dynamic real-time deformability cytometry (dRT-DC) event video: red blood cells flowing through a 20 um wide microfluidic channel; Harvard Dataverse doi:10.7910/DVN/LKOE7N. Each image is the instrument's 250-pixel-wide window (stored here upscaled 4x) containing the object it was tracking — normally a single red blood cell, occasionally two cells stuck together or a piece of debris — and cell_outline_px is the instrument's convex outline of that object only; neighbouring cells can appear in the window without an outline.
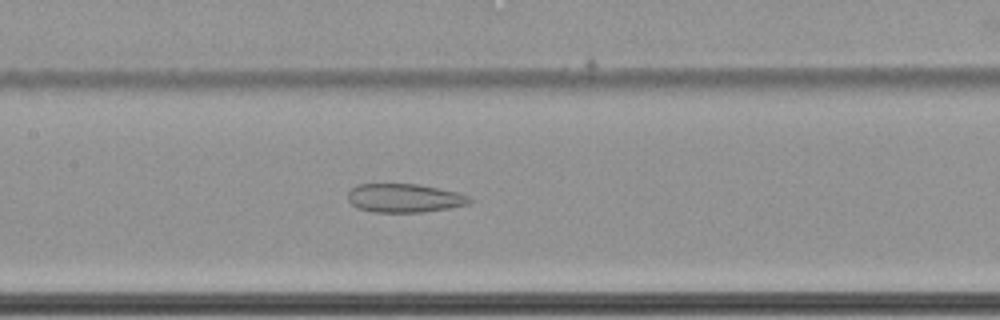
{"species": "common noctule bat (a hibernating species)", "species_latin": "Nyctalus noctula", "temperature_condition": "cold", "stored_images_in_passage": 53, "camera_frame_rate_fps": 3000, "um_per_image_px": 0.085, "animal": {"sex": "female", "body_mass_g": 22.7, "forearm_length_mm": 54.2}, "frame": {"image": 1, "passage_image": 23, "time_ms": 7.333, "image_size_px": [1000, 320], "cell_outline_px": [[472, 200], [468, 204], [448, 208], [424, 212], [372, 212], [360, 208], [352, 204], [348, 200], [348, 192], [356, 184], [416, 184], [440, 188], [456, 192], [468, 196]], "centroid_in_image_um": [34.36, 16.83], "position_along_channel_um": 173.0, "area_um2": 20.23}}
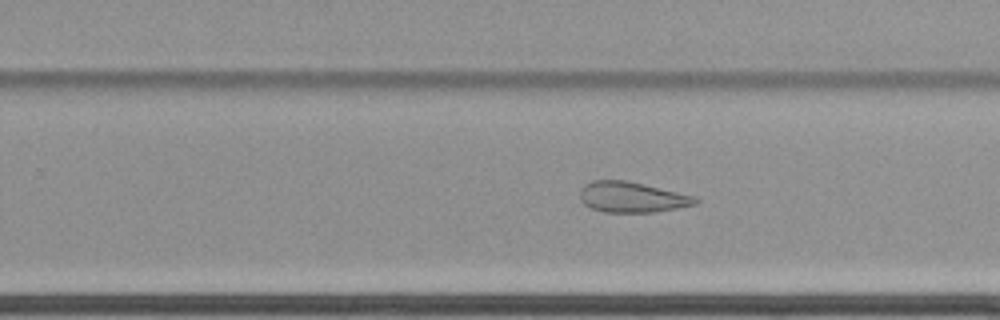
{"frame": {"image": 2, "passage_image": 32, "time_ms": 10.333, "image_size_px": [1000, 320], "cell_outline_px": [[700, 200], [696, 204], [676, 208], [652, 212], [604, 212], [592, 208], [584, 204], [580, 200], [580, 188], [584, 184], [592, 180], [624, 180], [644, 184], [696, 196]], "centroid_in_image_um": [53.7, 16.75], "position_along_channel_um": 276.1, "area_um2": 20.58}}
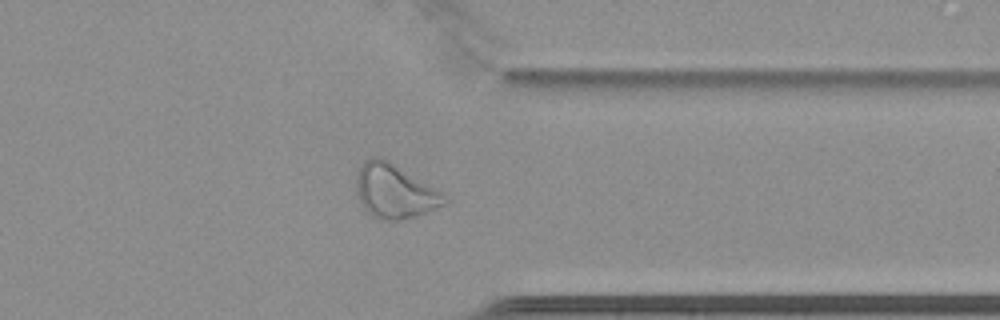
{"frame": {"image": 3, "passage_image": 41, "time_ms": 13.333, "image_size_px": [1000, 320], "cell_outline_px": [[452, 200], [448, 204], [416, 216], [404, 220], [376, 220], [360, 204], [356, 196], [356, 176], [364, 160], [372, 156], [380, 156], [388, 160], [440, 192]], "centroid_in_image_um": [33.52, 16.28], "position_along_channel_um": 377.9, "area_um2": 27.98}, "authors_computed_cell_mechanics": {"area_um2": 27.9752, "velocity_mm_per_s": 3.4394, "shape_relaxation_time_tau1_ms": null, "shape_relaxation_time_tau2_ms": 3.2037, "deformation_change_tau1": null, "deformation_change_tau2": 0.1073}}